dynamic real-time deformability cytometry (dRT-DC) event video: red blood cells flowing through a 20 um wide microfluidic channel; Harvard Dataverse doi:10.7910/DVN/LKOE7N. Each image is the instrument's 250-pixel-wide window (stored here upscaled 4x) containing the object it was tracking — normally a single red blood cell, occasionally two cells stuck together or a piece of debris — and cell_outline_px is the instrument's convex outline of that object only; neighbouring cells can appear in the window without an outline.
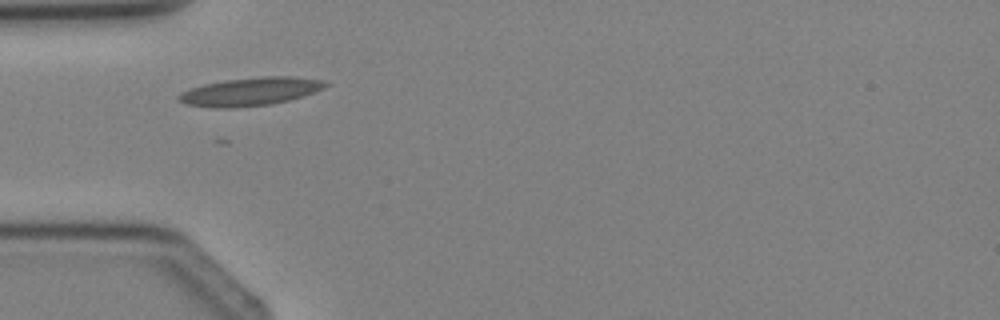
{"species": "Egyptian fruit bat (a non-hibernating species)", "species_latin": "Rousettus aegyptiacus", "temperature_condition": "cold", "stored_images_in_passage": 2, "camera_frame_rate_fps": 3000, "um_per_image_px": 0.085, "animal": {"sex": "female"}, "frame": {"image": 1, "passage_image": 1, "time_ms": 0.0, "image_size_px": [1000, 320], "cell_outline_px": [[328, 84], [324, 88], [304, 96], [272, 104], [232, 108], [212, 108], [188, 104], [176, 100], [176, 96], [180, 92], [204, 84], [228, 80], [264, 76], [296, 76], [324, 80]], "centroid_in_image_um": [21.28, 7.79], "position_along_channel_um": 63.7, "area_um2": 24.16}}
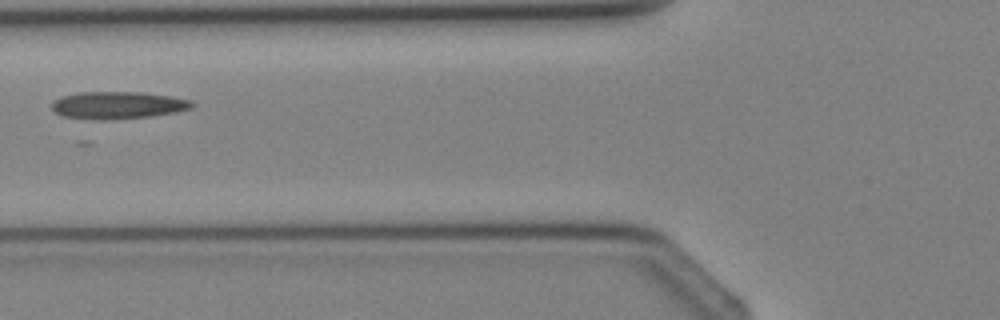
{"frame": {"image": 2, "passage_image": 2, "time_ms": 1.0, "image_size_px": [1000, 320], "cell_outline_px": [[196, 104], [192, 108], [176, 112], [152, 116], [64, 116], [56, 112], [52, 108], [52, 100], [64, 96], [80, 92], [140, 92], [172, 96], [192, 100]], "centroid_in_image_um": [10.14, 8.87], "position_along_channel_um": 115.7, "area_um2": 20.98}}